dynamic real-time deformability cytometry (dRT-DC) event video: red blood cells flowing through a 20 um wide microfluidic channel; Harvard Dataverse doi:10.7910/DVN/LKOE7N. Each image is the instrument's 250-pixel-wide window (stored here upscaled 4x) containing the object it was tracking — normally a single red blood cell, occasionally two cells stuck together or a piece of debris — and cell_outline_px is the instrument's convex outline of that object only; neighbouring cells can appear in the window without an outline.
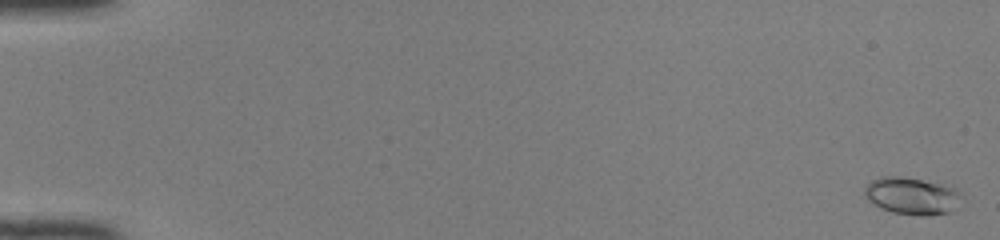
{"species": "common noctule bat (a hibernating species)", "species_latin": "Nyctalus noctula", "temperature_condition": "room temperature", "stored_images_in_passage": 51, "camera_frame_rate_fps": 3000, "um_per_image_px": 0.085, "animal": {"sex": "female", "body_mass_g": 22.0, "forearm_length_mm": 56.7}, "frame": {"image": 1, "passage_image": 2, "time_ms": 0.333, "image_size_px": [1000, 240], "cell_outline_px": [[960, 192], [948, 212], [928, 216], [920, 216], [892, 212], [880, 208], [868, 200], [864, 196], [864, 188], [872, 180], [880, 176], [900, 176], [920, 180], [952, 188]], "centroid_in_image_um": [77.35, 16.65], "position_along_channel_um": 7.6, "area_um2": 20.23}}
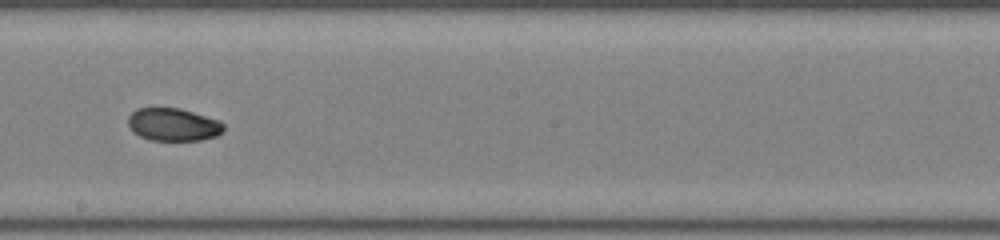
{"frame": {"image": 2, "passage_image": 31, "time_ms": 10.0, "image_size_px": [1000, 240], "cell_outline_px": [[224, 132], [216, 136], [200, 140], [148, 140], [132, 132], [128, 124], [128, 116], [136, 108], [180, 108], [220, 120], [224, 124]], "centroid_in_image_um": [14.73, 10.59], "position_along_channel_um": 233.5, "area_um2": 18.44}}
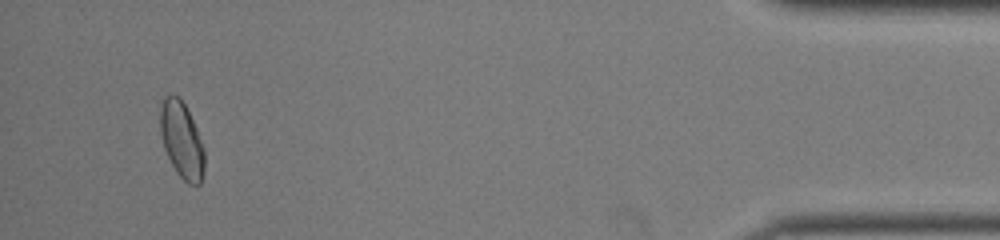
{"frame": {"image": 3, "passage_image": 49, "time_ms": 16.0, "image_size_px": [1000, 240], "cell_outline_px": [[204, 168], [200, 184], [188, 184], [176, 172], [164, 148], [160, 132], [160, 104], [164, 96], [180, 96], [196, 128], [204, 148]], "centroid_in_image_um": [15.43, 11.9], "position_along_channel_um": 419.8, "area_um2": 19.48}, "authors_computed_cell_mechanics": {"area_um2": 18.8428, "velocity_mm_per_s": 4.1386, "shape_relaxation_time_tau1_ms": 8.4321, "shape_relaxation_time_tau2_ms": 1.9754, "deformation_change_tau1": 0.1941, "deformation_change_tau2": 0.038}}